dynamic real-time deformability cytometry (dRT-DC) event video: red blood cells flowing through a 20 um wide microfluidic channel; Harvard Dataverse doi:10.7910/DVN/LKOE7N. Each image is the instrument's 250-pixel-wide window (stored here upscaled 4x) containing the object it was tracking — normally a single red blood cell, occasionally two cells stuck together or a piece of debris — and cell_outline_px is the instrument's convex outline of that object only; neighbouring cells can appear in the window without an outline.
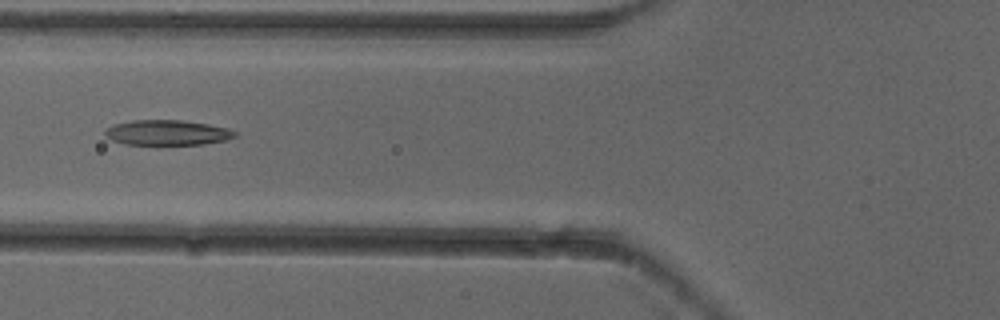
{"species": "common noctule bat (a hibernating species)", "species_latin": "Nyctalus noctula", "temperature_condition": "cold", "stored_images_in_passage": 7, "camera_frame_rate_fps": 3000, "um_per_image_px": 0.085, "animal": {"sex": "female"}, "frame": {"image": 1, "passage_image": 6, "time_ms": 1.667, "image_size_px": [1000, 320], "cell_outline_px": [[236, 136], [224, 140], [204, 144], [124, 144], [112, 140], [104, 136], [104, 128], [112, 124], [132, 120], [184, 120], [208, 124], [228, 128], [236, 132]], "centroid_in_image_um": [14.15, 11.26], "position_along_channel_um": 111.6, "area_um2": 19.13}}
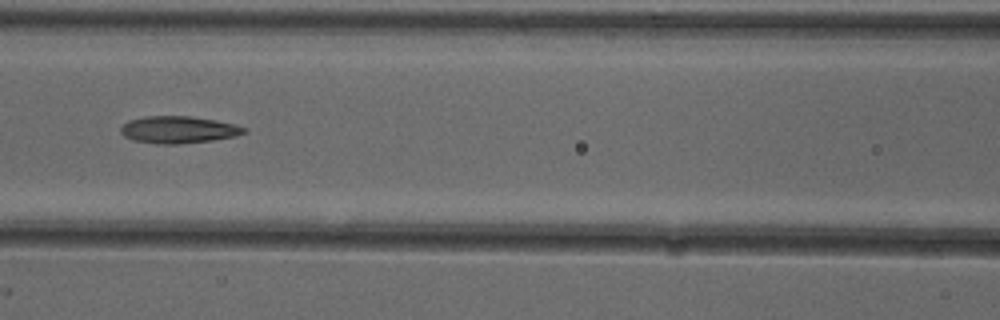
{"frame": {"image": 2, "passage_image": 7, "time_ms": 2.0, "image_size_px": [1000, 320], "cell_outline_px": [[248, 132], [236, 136], [212, 140], [176, 144], [156, 144], [132, 140], [124, 136], [120, 132], [120, 128], [128, 120], [144, 116], [188, 116], [216, 120], [236, 124], [248, 128]], "centroid_in_image_um": [15.18, 11.02], "position_along_channel_um": 151.4, "area_um2": 19.65}}